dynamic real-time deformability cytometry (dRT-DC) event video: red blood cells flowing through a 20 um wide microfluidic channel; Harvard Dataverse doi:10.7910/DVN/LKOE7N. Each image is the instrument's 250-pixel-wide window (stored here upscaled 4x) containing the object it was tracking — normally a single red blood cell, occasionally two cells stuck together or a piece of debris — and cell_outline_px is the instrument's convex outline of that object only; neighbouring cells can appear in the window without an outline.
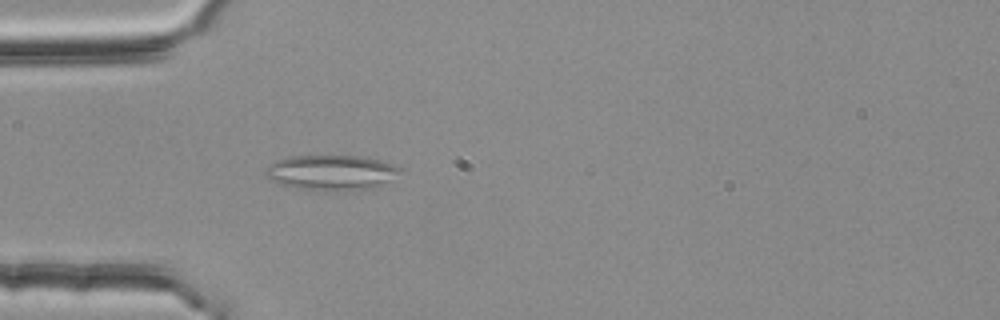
{"species": "common noctule bat (a hibernating species)", "species_latin": "Nyctalus noctula", "temperature_condition": "room temperature", "stored_images_in_passage": 48, "segment_of_instrument_passage": [1, 2], "camera_frame_rate_fps": 3000, "um_per_image_px": 0.085, "animal": {"sex": "female", "body_mass_g": 25.1}, "frame": {"image": 1, "passage_image": 10, "time_ms": 3.0, "image_size_px": [1000, 320], "cell_outline_px": [[404, 172], [392, 180], [376, 188], [344, 192], [296, 188], [272, 180], [264, 176], [264, 172], [268, 164], [276, 160], [288, 156], [364, 156], [380, 160], [404, 168]], "centroid_in_image_um": [28.24, 14.67], "position_along_channel_um": 56.8, "area_um2": 28.26}}